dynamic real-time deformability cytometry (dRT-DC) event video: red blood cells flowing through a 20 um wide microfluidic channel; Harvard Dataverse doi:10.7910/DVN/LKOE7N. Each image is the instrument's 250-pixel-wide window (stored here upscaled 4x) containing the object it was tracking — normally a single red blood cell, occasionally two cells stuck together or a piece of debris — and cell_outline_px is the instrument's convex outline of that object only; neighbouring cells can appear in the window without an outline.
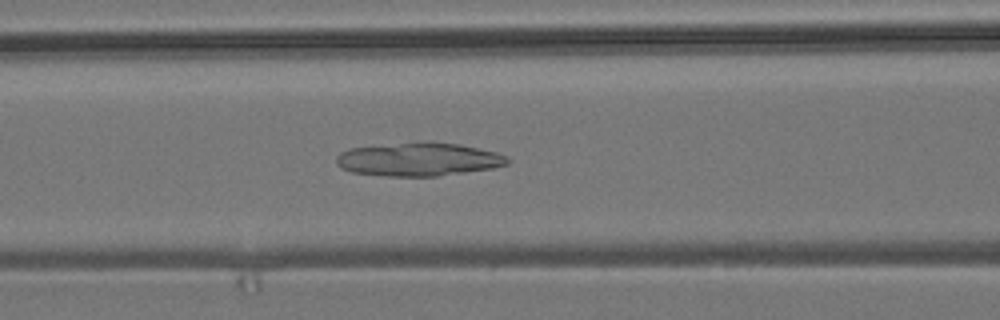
{"species": "common noctule bat (a hibernating species)", "species_latin": "Nyctalus noctula", "temperature_condition": "room temperature", "stored_images_in_passage": 53, "camera_frame_rate_fps": 3000, "um_per_image_px": 0.085, "animal": {"sex": "male", "body_mass_g": 19.2, "forearm_length_mm": 51.8}, "frame": {"image": 1, "passage_image": 22, "time_ms": 7.0, "image_size_px": [1000, 320], "cell_outline_px": [[512, 160], [508, 164], [492, 168], [436, 176], [384, 176], [352, 172], [340, 168], [336, 164], [336, 156], [340, 152], [348, 148], [400, 144], [460, 144], [496, 152], [508, 156]], "centroid_in_image_um": [35.58, 13.58], "position_along_channel_um": 131.0, "area_um2": 32.54}}
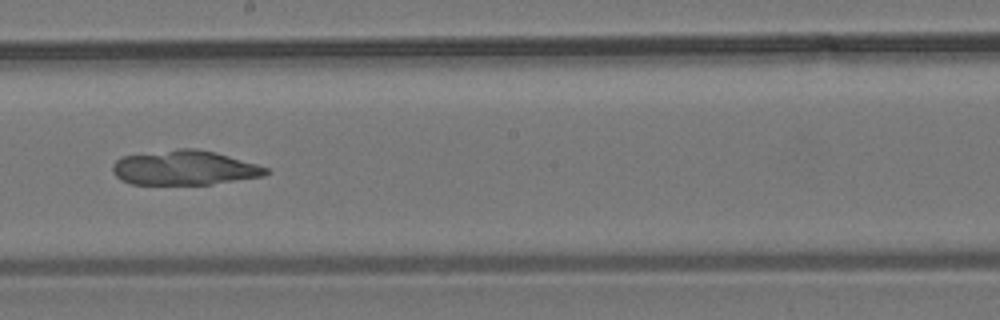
{"frame": {"image": 2, "passage_image": 30, "time_ms": 9.667, "image_size_px": [1000, 320], "cell_outline_px": [[272, 172], [264, 176], [212, 184], [132, 184], [120, 180], [112, 172], [112, 164], [120, 156], [176, 148], [196, 148], [216, 152], [256, 164], [268, 168]], "centroid_in_image_um": [15.66, 14.25], "position_along_channel_um": 232.5, "area_um2": 31.21}}
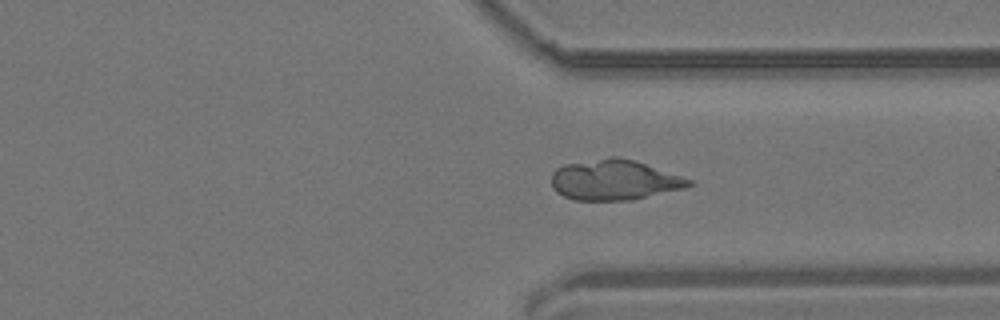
{"frame": {"image": 3, "passage_image": 40, "time_ms": 13.0, "image_size_px": [1000, 320], "cell_outline_px": [[692, 184], [684, 188], [628, 200], [572, 200], [556, 192], [552, 188], [552, 172], [556, 168], [564, 164], [608, 156], [616, 156], [636, 160], [692, 180]], "centroid_in_image_um": [52.16, 15.27], "position_along_channel_um": 359.2, "area_um2": 32.31}}